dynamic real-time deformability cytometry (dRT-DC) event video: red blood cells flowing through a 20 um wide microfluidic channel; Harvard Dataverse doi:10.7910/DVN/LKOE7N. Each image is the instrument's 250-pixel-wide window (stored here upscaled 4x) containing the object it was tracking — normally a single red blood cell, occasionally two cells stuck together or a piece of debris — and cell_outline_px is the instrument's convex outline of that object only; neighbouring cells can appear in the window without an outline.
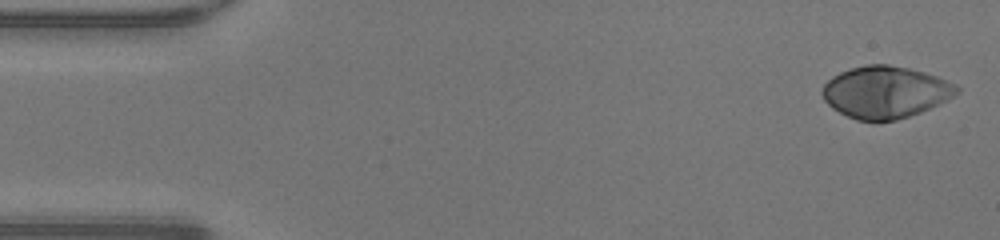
{"species": "human", "species_latin": "Homo sapiens", "temperature_condition": "warm", "stored_images_in_passage": 47, "camera_frame_rate_fps": 3000, "um_per_image_px": 0.085, "donor": {"sex": "male"}, "frame": {"image": 1, "passage_image": 1, "time_ms": 0.0, "image_size_px": [1000, 240], "cell_outline_px": [[960, 92], [948, 100], [920, 112], [896, 120], [856, 120], [832, 108], [824, 100], [820, 92], [824, 84], [832, 76], [840, 72], [852, 68], [868, 64], [888, 64], [908, 68], [924, 72], [936, 76], [956, 84], [960, 88]], "centroid_in_image_um": [75.26, 7.82], "position_along_channel_um": 9.7, "area_um2": 40.63}}
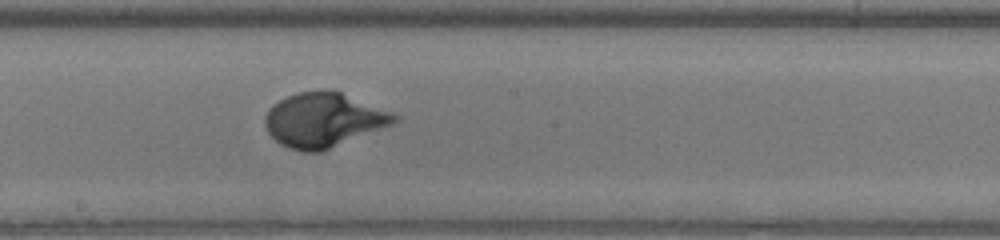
{"frame": {"image": 2, "passage_image": 25, "time_ms": 8.0, "image_size_px": [1000, 240], "cell_outline_px": [[400, 120], [392, 124], [320, 152], [304, 152], [288, 148], [280, 144], [268, 132], [264, 124], [264, 116], [268, 108], [280, 100], [288, 96], [300, 92], [332, 88], [400, 116]], "centroid_in_image_um": [27.48, 10.18], "position_along_channel_um": 220.7, "area_um2": 40.86}}
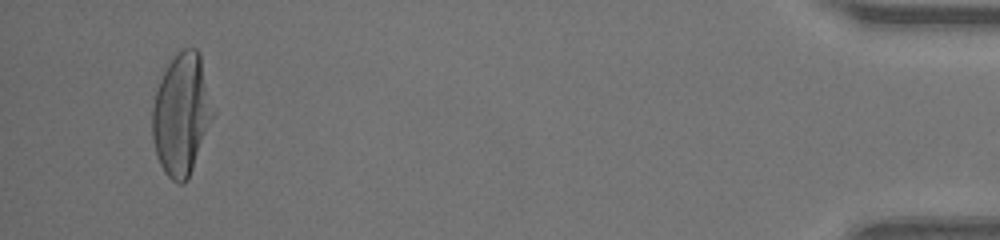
{"frame": {"image": 3, "passage_image": 45, "time_ms": 14.667, "image_size_px": [1000, 240], "cell_outline_px": [[216, 112], [188, 180], [184, 184], [176, 184], [164, 172], [156, 156], [152, 140], [152, 108], [156, 92], [160, 80], [168, 64], [184, 48], [196, 48], [200, 52]], "centroid_in_image_um": [15.45, 9.75], "position_along_channel_um": 419.7, "area_um2": 43.52}, "authors_computed_cell_mechanics": {"area_um2": 40.171, "velocity_mm_per_s": 4.284, "shape_relaxation_time_tau1_ms": 3.0697, "shape_relaxation_time_tau2_ms": null, "deformation_change_tau1": 0.2436, "deformation_change_tau2": null}}